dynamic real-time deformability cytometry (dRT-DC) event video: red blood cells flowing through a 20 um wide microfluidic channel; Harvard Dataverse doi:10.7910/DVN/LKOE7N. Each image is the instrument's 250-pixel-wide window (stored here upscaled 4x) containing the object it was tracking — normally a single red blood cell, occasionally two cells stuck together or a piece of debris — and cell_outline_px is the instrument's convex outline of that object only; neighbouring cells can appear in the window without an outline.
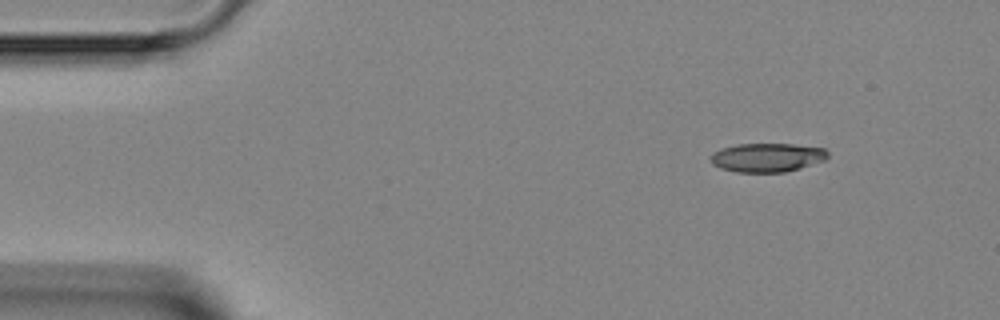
{"species": "Egyptian fruit bat (a non-hibernating species)", "species_latin": "Rousettus aegyptiacus", "temperature_condition": "room temperature", "stored_images_in_passage": 4, "segment_of_instrument_passage": [1, 2], "camera_frame_rate_fps": 3000, "um_per_image_px": 0.085, "animal": {"sex": "female"}, "frame": {"image": 1, "passage_image": 1, "time_ms": 0.0, "image_size_px": [1000, 320], "cell_outline_px": [[828, 156], [824, 160], [800, 168], [784, 172], [736, 172], [720, 168], [712, 164], [712, 152], [720, 148], [736, 144], [792, 144], [824, 148], [828, 152]], "centroid_in_image_um": [65.19, 13.38], "position_along_channel_um": 19.8, "area_um2": 19.65}}